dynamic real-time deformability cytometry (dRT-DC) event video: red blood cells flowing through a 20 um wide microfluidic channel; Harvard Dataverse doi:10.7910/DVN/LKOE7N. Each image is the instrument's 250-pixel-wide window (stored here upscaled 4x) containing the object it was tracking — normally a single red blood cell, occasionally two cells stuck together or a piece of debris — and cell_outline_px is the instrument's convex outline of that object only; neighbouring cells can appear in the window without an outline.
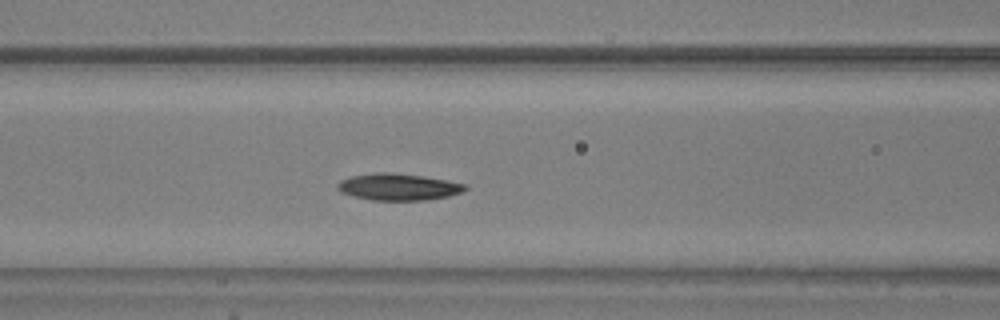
{"species": "common noctule bat (a hibernating species)", "species_latin": "Nyctalus noctula", "temperature_condition": "warm", "stored_images_in_passage": 30, "camera_frame_rate_fps": 3000, "um_per_image_px": 0.085, "animal": {"sex": "male", "body_mass_g": 20.5, "forearm_length_mm": 52.5}, "frame": {"image": 1, "passage_image": 10, "time_ms": 3.0, "image_size_px": [1000, 320], "cell_outline_px": [[468, 188], [460, 192], [448, 196], [428, 200], [372, 200], [352, 196], [340, 192], [336, 188], [336, 184], [340, 180], [352, 176], [376, 172], [392, 172], [424, 176], [468, 184]], "centroid_in_image_um": [33.84, 15.88], "position_along_channel_um": 132.8, "area_um2": 20.06}}
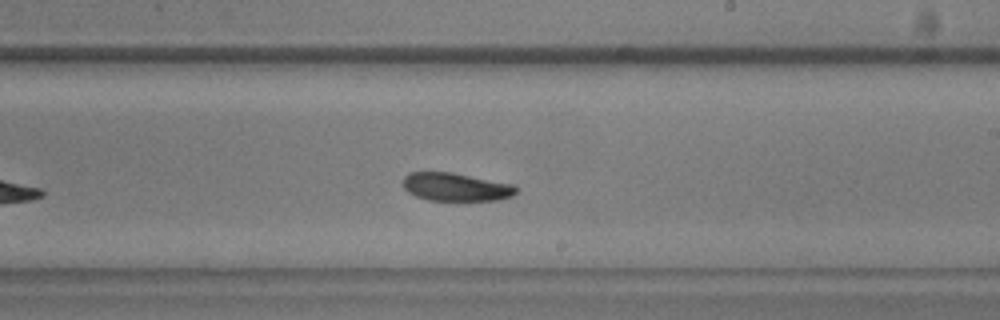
{"frame": {"image": 2, "passage_image": 19, "time_ms": 6.0, "image_size_px": [1000, 320], "cell_outline_px": [[516, 192], [512, 196], [500, 200], [428, 200], [416, 196], [408, 192], [404, 188], [404, 176], [408, 172], [452, 172], [512, 184], [516, 188]], "centroid_in_image_um": [38.73, 15.89], "position_along_channel_um": 250.3, "area_um2": 18.44}}
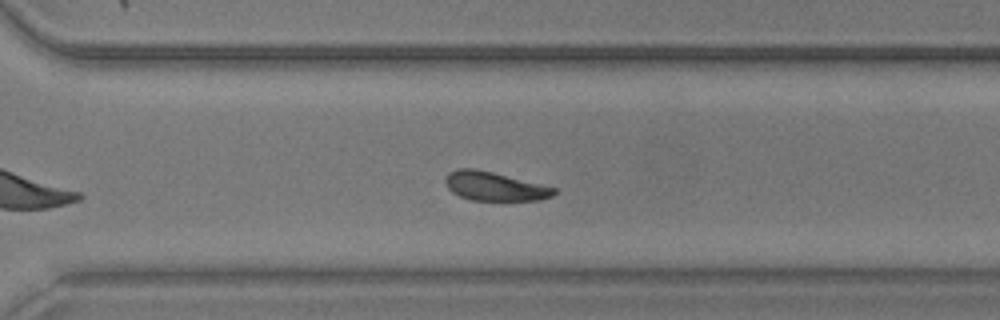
{"frame": {"image": 3, "passage_image": 25, "time_ms": 8.0, "image_size_px": [1000, 320], "cell_outline_px": [[556, 192], [552, 196], [540, 200], [472, 200], [460, 196], [452, 192], [448, 188], [444, 180], [448, 172], [456, 168], [476, 168], [556, 188]], "centroid_in_image_um": [42.0, 15.83], "position_along_channel_um": 328.6, "area_um2": 18.15}, "authors_computed_cell_mechanics": {"area_um2": 19.3052, "velocity_mm_per_s": 3.9239, "shape_relaxation_time_tau1_ms": 2.6532, "shape_relaxation_time_tau2_ms": null, "deformation_change_tau1": 0.109, "deformation_change_tau2": null}}